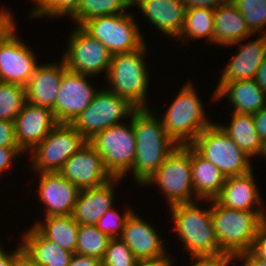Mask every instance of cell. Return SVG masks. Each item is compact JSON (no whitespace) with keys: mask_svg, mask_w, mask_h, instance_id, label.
Here are the masks:
<instances>
[{"mask_svg":"<svg viewBox=\"0 0 266 266\" xmlns=\"http://www.w3.org/2000/svg\"><path fill=\"white\" fill-rule=\"evenodd\" d=\"M156 109L139 108L133 113L136 156L132 169L133 180L142 187L178 146L166 133ZM157 114V115H156Z\"/></svg>","mask_w":266,"mask_h":266,"instance_id":"cell-1","label":"cell"},{"mask_svg":"<svg viewBox=\"0 0 266 266\" xmlns=\"http://www.w3.org/2000/svg\"><path fill=\"white\" fill-rule=\"evenodd\" d=\"M199 202L204 200L169 207L174 223L171 229L190 258L227 257L216 238L211 207L205 208Z\"/></svg>","mask_w":266,"mask_h":266,"instance_id":"cell-2","label":"cell"},{"mask_svg":"<svg viewBox=\"0 0 266 266\" xmlns=\"http://www.w3.org/2000/svg\"><path fill=\"white\" fill-rule=\"evenodd\" d=\"M211 206L214 230L221 251L229 258L250 251L259 228L266 222V211L235 210L216 200Z\"/></svg>","mask_w":266,"mask_h":266,"instance_id":"cell-3","label":"cell"},{"mask_svg":"<svg viewBox=\"0 0 266 266\" xmlns=\"http://www.w3.org/2000/svg\"><path fill=\"white\" fill-rule=\"evenodd\" d=\"M146 44L132 52L114 54L105 77L108 83L105 87L137 109L150 108L147 99L150 69L146 63L149 48Z\"/></svg>","mask_w":266,"mask_h":266,"instance_id":"cell-4","label":"cell"},{"mask_svg":"<svg viewBox=\"0 0 266 266\" xmlns=\"http://www.w3.org/2000/svg\"><path fill=\"white\" fill-rule=\"evenodd\" d=\"M190 81L183 83L179 92L163 115H158L167 135L177 145H191L195 138L214 122L210 120L202 99L194 84ZM209 116V118H208Z\"/></svg>","mask_w":266,"mask_h":266,"instance_id":"cell-5","label":"cell"},{"mask_svg":"<svg viewBox=\"0 0 266 266\" xmlns=\"http://www.w3.org/2000/svg\"><path fill=\"white\" fill-rule=\"evenodd\" d=\"M158 187L168 207L198 201L195 197L192 168L191 145H178L166 158L163 165L144 183L143 188Z\"/></svg>","mask_w":266,"mask_h":266,"instance_id":"cell-6","label":"cell"},{"mask_svg":"<svg viewBox=\"0 0 266 266\" xmlns=\"http://www.w3.org/2000/svg\"><path fill=\"white\" fill-rule=\"evenodd\" d=\"M191 146L225 177L243 175L254 168L252 158L216 122L203 130Z\"/></svg>","mask_w":266,"mask_h":266,"instance_id":"cell-7","label":"cell"},{"mask_svg":"<svg viewBox=\"0 0 266 266\" xmlns=\"http://www.w3.org/2000/svg\"><path fill=\"white\" fill-rule=\"evenodd\" d=\"M128 120L113 125L88 142L101 155L106 170L113 178L124 179L132 169L136 156V139L133 128V114Z\"/></svg>","mask_w":266,"mask_h":266,"instance_id":"cell-8","label":"cell"},{"mask_svg":"<svg viewBox=\"0 0 266 266\" xmlns=\"http://www.w3.org/2000/svg\"><path fill=\"white\" fill-rule=\"evenodd\" d=\"M137 108L105 86L94 95L90 105L71 123L88 142L99 132L130 119Z\"/></svg>","mask_w":266,"mask_h":266,"instance_id":"cell-9","label":"cell"},{"mask_svg":"<svg viewBox=\"0 0 266 266\" xmlns=\"http://www.w3.org/2000/svg\"><path fill=\"white\" fill-rule=\"evenodd\" d=\"M105 15L85 21L81 27L113 55L140 49L146 42L133 12Z\"/></svg>","mask_w":266,"mask_h":266,"instance_id":"cell-10","label":"cell"},{"mask_svg":"<svg viewBox=\"0 0 266 266\" xmlns=\"http://www.w3.org/2000/svg\"><path fill=\"white\" fill-rule=\"evenodd\" d=\"M87 141L69 123H58L28 154L34 173L58 172L62 165Z\"/></svg>","mask_w":266,"mask_h":266,"instance_id":"cell-11","label":"cell"},{"mask_svg":"<svg viewBox=\"0 0 266 266\" xmlns=\"http://www.w3.org/2000/svg\"><path fill=\"white\" fill-rule=\"evenodd\" d=\"M15 18L0 32V82L26 86L39 64L35 50L20 39Z\"/></svg>","mask_w":266,"mask_h":266,"instance_id":"cell-12","label":"cell"},{"mask_svg":"<svg viewBox=\"0 0 266 266\" xmlns=\"http://www.w3.org/2000/svg\"><path fill=\"white\" fill-rule=\"evenodd\" d=\"M74 28L61 57L67 69L93 77L104 73L106 77L113 54L81 26Z\"/></svg>","mask_w":266,"mask_h":266,"instance_id":"cell-13","label":"cell"},{"mask_svg":"<svg viewBox=\"0 0 266 266\" xmlns=\"http://www.w3.org/2000/svg\"><path fill=\"white\" fill-rule=\"evenodd\" d=\"M93 76L66 70L61 78L55 100V118L58 123L71 124L92 102L99 88L93 86Z\"/></svg>","mask_w":266,"mask_h":266,"instance_id":"cell-14","label":"cell"},{"mask_svg":"<svg viewBox=\"0 0 266 266\" xmlns=\"http://www.w3.org/2000/svg\"><path fill=\"white\" fill-rule=\"evenodd\" d=\"M58 172L80 190L99 187L113 178L101 155L89 142L75 152Z\"/></svg>","mask_w":266,"mask_h":266,"instance_id":"cell-15","label":"cell"},{"mask_svg":"<svg viewBox=\"0 0 266 266\" xmlns=\"http://www.w3.org/2000/svg\"><path fill=\"white\" fill-rule=\"evenodd\" d=\"M34 174L39 176L37 196L43 204L44 217L71 215L80 189L59 172Z\"/></svg>","mask_w":266,"mask_h":266,"instance_id":"cell-16","label":"cell"},{"mask_svg":"<svg viewBox=\"0 0 266 266\" xmlns=\"http://www.w3.org/2000/svg\"><path fill=\"white\" fill-rule=\"evenodd\" d=\"M135 212L127 218L120 238L137 259H155L168 254L166 240L161 238L153 224Z\"/></svg>","mask_w":266,"mask_h":266,"instance_id":"cell-17","label":"cell"},{"mask_svg":"<svg viewBox=\"0 0 266 266\" xmlns=\"http://www.w3.org/2000/svg\"><path fill=\"white\" fill-rule=\"evenodd\" d=\"M19 148L28 154L58 124L52 110L25 102L15 121Z\"/></svg>","mask_w":266,"mask_h":266,"instance_id":"cell-18","label":"cell"},{"mask_svg":"<svg viewBox=\"0 0 266 266\" xmlns=\"http://www.w3.org/2000/svg\"><path fill=\"white\" fill-rule=\"evenodd\" d=\"M132 7L140 10L161 35L164 34L172 40L178 38L186 13L181 0H132Z\"/></svg>","mask_w":266,"mask_h":266,"instance_id":"cell-19","label":"cell"},{"mask_svg":"<svg viewBox=\"0 0 266 266\" xmlns=\"http://www.w3.org/2000/svg\"><path fill=\"white\" fill-rule=\"evenodd\" d=\"M122 180L112 178L99 187L81 189L71 214L74 220L78 224L96 225L109 209L116 206L115 187Z\"/></svg>","mask_w":266,"mask_h":266,"instance_id":"cell-20","label":"cell"},{"mask_svg":"<svg viewBox=\"0 0 266 266\" xmlns=\"http://www.w3.org/2000/svg\"><path fill=\"white\" fill-rule=\"evenodd\" d=\"M253 41H243L227 46L238 49L221 72L218 83H231L254 79L260 64L266 56V34L257 35Z\"/></svg>","mask_w":266,"mask_h":266,"instance_id":"cell-21","label":"cell"},{"mask_svg":"<svg viewBox=\"0 0 266 266\" xmlns=\"http://www.w3.org/2000/svg\"><path fill=\"white\" fill-rule=\"evenodd\" d=\"M255 173L226 177L219 196L215 199L220 205L243 211H266L263 196L260 194Z\"/></svg>","mask_w":266,"mask_h":266,"instance_id":"cell-22","label":"cell"},{"mask_svg":"<svg viewBox=\"0 0 266 266\" xmlns=\"http://www.w3.org/2000/svg\"><path fill=\"white\" fill-rule=\"evenodd\" d=\"M67 67L61 58L56 63H39L26 87V102L45 107L53 111L55 116V100L60 81Z\"/></svg>","mask_w":266,"mask_h":266,"instance_id":"cell-23","label":"cell"},{"mask_svg":"<svg viewBox=\"0 0 266 266\" xmlns=\"http://www.w3.org/2000/svg\"><path fill=\"white\" fill-rule=\"evenodd\" d=\"M210 102L226 99L233 112L239 114H255L266 106V93L254 79L217 83Z\"/></svg>","mask_w":266,"mask_h":266,"instance_id":"cell-24","label":"cell"},{"mask_svg":"<svg viewBox=\"0 0 266 266\" xmlns=\"http://www.w3.org/2000/svg\"><path fill=\"white\" fill-rule=\"evenodd\" d=\"M254 34L247 26L236 5L227 0L214 10L213 44L216 46H230L246 41Z\"/></svg>","mask_w":266,"mask_h":266,"instance_id":"cell-25","label":"cell"},{"mask_svg":"<svg viewBox=\"0 0 266 266\" xmlns=\"http://www.w3.org/2000/svg\"><path fill=\"white\" fill-rule=\"evenodd\" d=\"M25 253L37 266H68L73 255L54 241L46 239L33 225L21 234Z\"/></svg>","mask_w":266,"mask_h":266,"instance_id":"cell-26","label":"cell"},{"mask_svg":"<svg viewBox=\"0 0 266 266\" xmlns=\"http://www.w3.org/2000/svg\"><path fill=\"white\" fill-rule=\"evenodd\" d=\"M192 182L198 200H215L225 183L226 177L218 167L202 157L191 146Z\"/></svg>","mask_w":266,"mask_h":266,"instance_id":"cell-27","label":"cell"},{"mask_svg":"<svg viewBox=\"0 0 266 266\" xmlns=\"http://www.w3.org/2000/svg\"><path fill=\"white\" fill-rule=\"evenodd\" d=\"M231 115L230 123L226 125L216 123L252 159L260 155L263 158L266 145L257 133L253 115L235 112Z\"/></svg>","mask_w":266,"mask_h":266,"instance_id":"cell-28","label":"cell"},{"mask_svg":"<svg viewBox=\"0 0 266 266\" xmlns=\"http://www.w3.org/2000/svg\"><path fill=\"white\" fill-rule=\"evenodd\" d=\"M44 218V220H43ZM32 225L46 238L57 243L63 249L76 251L79 224L71 215L49 216L37 219Z\"/></svg>","mask_w":266,"mask_h":266,"instance_id":"cell-29","label":"cell"},{"mask_svg":"<svg viewBox=\"0 0 266 266\" xmlns=\"http://www.w3.org/2000/svg\"><path fill=\"white\" fill-rule=\"evenodd\" d=\"M214 33V10L203 7L186 9L184 25L176 41L181 45L188 41L205 39L213 44Z\"/></svg>","mask_w":266,"mask_h":266,"instance_id":"cell-30","label":"cell"},{"mask_svg":"<svg viewBox=\"0 0 266 266\" xmlns=\"http://www.w3.org/2000/svg\"><path fill=\"white\" fill-rule=\"evenodd\" d=\"M132 7V0H82L79 8L69 17L74 25L81 26L85 21L127 12Z\"/></svg>","mask_w":266,"mask_h":266,"instance_id":"cell-31","label":"cell"},{"mask_svg":"<svg viewBox=\"0 0 266 266\" xmlns=\"http://www.w3.org/2000/svg\"><path fill=\"white\" fill-rule=\"evenodd\" d=\"M110 238L96 225L79 224L75 253L96 257L102 260Z\"/></svg>","mask_w":266,"mask_h":266,"instance_id":"cell-32","label":"cell"},{"mask_svg":"<svg viewBox=\"0 0 266 266\" xmlns=\"http://www.w3.org/2000/svg\"><path fill=\"white\" fill-rule=\"evenodd\" d=\"M25 102V86L0 82V119L15 121Z\"/></svg>","mask_w":266,"mask_h":266,"instance_id":"cell-33","label":"cell"},{"mask_svg":"<svg viewBox=\"0 0 266 266\" xmlns=\"http://www.w3.org/2000/svg\"><path fill=\"white\" fill-rule=\"evenodd\" d=\"M82 0H35L29 12V20L42 18L70 17L80 6ZM39 17V18H38ZM31 18V19H30Z\"/></svg>","mask_w":266,"mask_h":266,"instance_id":"cell-34","label":"cell"},{"mask_svg":"<svg viewBox=\"0 0 266 266\" xmlns=\"http://www.w3.org/2000/svg\"><path fill=\"white\" fill-rule=\"evenodd\" d=\"M255 35L266 34V0H231ZM265 32V33H264Z\"/></svg>","mask_w":266,"mask_h":266,"instance_id":"cell-35","label":"cell"},{"mask_svg":"<svg viewBox=\"0 0 266 266\" xmlns=\"http://www.w3.org/2000/svg\"><path fill=\"white\" fill-rule=\"evenodd\" d=\"M137 258L120 238H110L106 252L101 260L102 266H135Z\"/></svg>","mask_w":266,"mask_h":266,"instance_id":"cell-36","label":"cell"},{"mask_svg":"<svg viewBox=\"0 0 266 266\" xmlns=\"http://www.w3.org/2000/svg\"><path fill=\"white\" fill-rule=\"evenodd\" d=\"M132 207H128L125 210H117L114 207L109 209L97 222L96 227L106 234L109 238H117L122 235L124 225L127 218L134 211Z\"/></svg>","mask_w":266,"mask_h":266,"instance_id":"cell-37","label":"cell"},{"mask_svg":"<svg viewBox=\"0 0 266 266\" xmlns=\"http://www.w3.org/2000/svg\"><path fill=\"white\" fill-rule=\"evenodd\" d=\"M26 154L19 147H0V177L14 167L19 157ZM7 170V171H6ZM6 171V172H5Z\"/></svg>","mask_w":266,"mask_h":266,"instance_id":"cell-38","label":"cell"},{"mask_svg":"<svg viewBox=\"0 0 266 266\" xmlns=\"http://www.w3.org/2000/svg\"><path fill=\"white\" fill-rule=\"evenodd\" d=\"M0 147H19L14 121L0 119Z\"/></svg>","mask_w":266,"mask_h":266,"instance_id":"cell-39","label":"cell"},{"mask_svg":"<svg viewBox=\"0 0 266 266\" xmlns=\"http://www.w3.org/2000/svg\"><path fill=\"white\" fill-rule=\"evenodd\" d=\"M250 251L257 258L266 261V222L257 231Z\"/></svg>","mask_w":266,"mask_h":266,"instance_id":"cell-40","label":"cell"},{"mask_svg":"<svg viewBox=\"0 0 266 266\" xmlns=\"http://www.w3.org/2000/svg\"><path fill=\"white\" fill-rule=\"evenodd\" d=\"M190 266H230L232 259L229 257H203L190 258Z\"/></svg>","mask_w":266,"mask_h":266,"instance_id":"cell-41","label":"cell"},{"mask_svg":"<svg viewBox=\"0 0 266 266\" xmlns=\"http://www.w3.org/2000/svg\"><path fill=\"white\" fill-rule=\"evenodd\" d=\"M12 251H5V248L0 246V266H15L16 259L23 253L21 241ZM9 252V253H8Z\"/></svg>","mask_w":266,"mask_h":266,"instance_id":"cell-42","label":"cell"},{"mask_svg":"<svg viewBox=\"0 0 266 266\" xmlns=\"http://www.w3.org/2000/svg\"><path fill=\"white\" fill-rule=\"evenodd\" d=\"M233 262V266H235L236 263L240 264L241 266H266V261L257 258L251 251L236 255L232 259V263Z\"/></svg>","mask_w":266,"mask_h":266,"instance_id":"cell-43","label":"cell"},{"mask_svg":"<svg viewBox=\"0 0 266 266\" xmlns=\"http://www.w3.org/2000/svg\"><path fill=\"white\" fill-rule=\"evenodd\" d=\"M186 9L203 7L215 10L227 0H181Z\"/></svg>","mask_w":266,"mask_h":266,"instance_id":"cell-44","label":"cell"},{"mask_svg":"<svg viewBox=\"0 0 266 266\" xmlns=\"http://www.w3.org/2000/svg\"><path fill=\"white\" fill-rule=\"evenodd\" d=\"M68 266H102V262L96 257L74 253Z\"/></svg>","mask_w":266,"mask_h":266,"instance_id":"cell-45","label":"cell"},{"mask_svg":"<svg viewBox=\"0 0 266 266\" xmlns=\"http://www.w3.org/2000/svg\"><path fill=\"white\" fill-rule=\"evenodd\" d=\"M254 124L261 140L266 145V106L253 114Z\"/></svg>","mask_w":266,"mask_h":266,"instance_id":"cell-46","label":"cell"},{"mask_svg":"<svg viewBox=\"0 0 266 266\" xmlns=\"http://www.w3.org/2000/svg\"><path fill=\"white\" fill-rule=\"evenodd\" d=\"M169 253L155 259H138L135 266H172L174 258Z\"/></svg>","mask_w":266,"mask_h":266,"instance_id":"cell-47","label":"cell"},{"mask_svg":"<svg viewBox=\"0 0 266 266\" xmlns=\"http://www.w3.org/2000/svg\"><path fill=\"white\" fill-rule=\"evenodd\" d=\"M254 80L257 85L266 93V56L260 64Z\"/></svg>","mask_w":266,"mask_h":266,"instance_id":"cell-48","label":"cell"},{"mask_svg":"<svg viewBox=\"0 0 266 266\" xmlns=\"http://www.w3.org/2000/svg\"><path fill=\"white\" fill-rule=\"evenodd\" d=\"M14 19L12 12L6 7L0 9V32Z\"/></svg>","mask_w":266,"mask_h":266,"instance_id":"cell-49","label":"cell"},{"mask_svg":"<svg viewBox=\"0 0 266 266\" xmlns=\"http://www.w3.org/2000/svg\"><path fill=\"white\" fill-rule=\"evenodd\" d=\"M15 266H37L25 253H22L15 262Z\"/></svg>","mask_w":266,"mask_h":266,"instance_id":"cell-50","label":"cell"},{"mask_svg":"<svg viewBox=\"0 0 266 266\" xmlns=\"http://www.w3.org/2000/svg\"><path fill=\"white\" fill-rule=\"evenodd\" d=\"M264 158H265V160H266V149H265V153H264V156H263Z\"/></svg>","mask_w":266,"mask_h":266,"instance_id":"cell-51","label":"cell"}]
</instances>
